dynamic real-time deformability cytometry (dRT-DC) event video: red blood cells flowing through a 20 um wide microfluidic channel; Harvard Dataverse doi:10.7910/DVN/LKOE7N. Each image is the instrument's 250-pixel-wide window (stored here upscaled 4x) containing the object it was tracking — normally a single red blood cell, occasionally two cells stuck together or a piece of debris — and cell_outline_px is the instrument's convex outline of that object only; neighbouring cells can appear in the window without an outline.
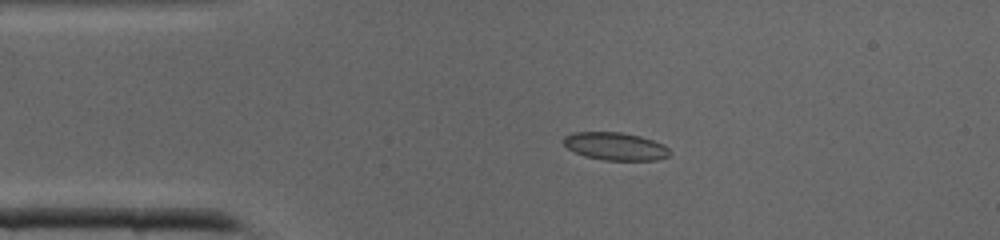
{"species": "common noctule bat (a hibernating species)", "species_latin": "Nyctalus noctula", "temperature_condition": "cold", "stored_images_in_passage": 35, "camera_frame_rate_fps": 3000, "um_per_image_px": 0.085, "animal": {"sex": "male", "body_mass_g": 19.0, "forearm_length_mm": 50.8}, "frame": {"image": 1, "passage_image": 3, "time_ms": 0.667, "image_size_px": [1000, 240], "cell_outline_px": [[672, 152], [668, 156], [656, 160], [604, 160], [584, 156], [568, 148], [564, 144], [564, 136], [572, 132], [620, 132], [640, 136], [664, 144]], "centroid_in_image_um": [52.32, 12.43], "position_along_channel_um": 32.7, "area_um2": 17.17}}
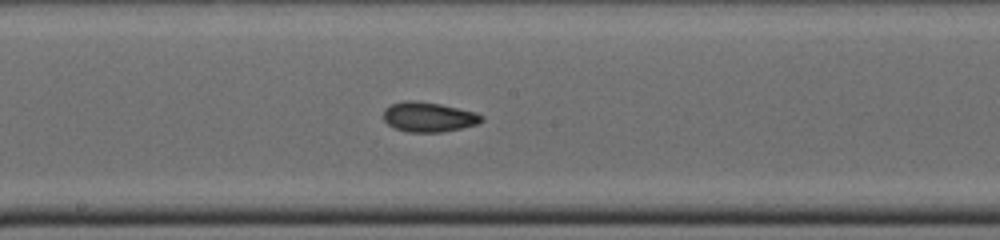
{"frame": {"image": 2, "passage_image": 16, "time_ms": 5.0, "image_size_px": [1000, 240], "cell_outline_px": [[484, 120], [476, 124], [460, 128], [440, 132], [408, 132], [392, 128], [384, 120], [384, 108], [392, 104], [404, 100], [416, 100], [440, 104], [476, 112], [484, 116]], "centroid_in_image_um": [36.41, 9.94], "position_along_channel_um": 211.8, "area_um2": 17.11}}
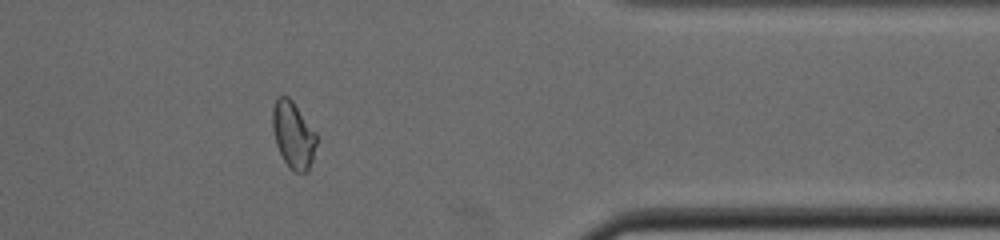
{"frame": {"image": 3, "passage_image": 28, "time_ms": 9.0, "image_size_px": [1000, 240], "cell_outline_px": [[316, 144], [312, 160], [308, 172], [296, 172], [288, 168], [276, 144], [272, 128], [272, 108], [276, 96], [288, 96], [292, 100], [316, 132]], "centroid_in_image_um": [24.91, 11.45], "position_along_channel_um": 386.5, "area_um2": 17.17}}